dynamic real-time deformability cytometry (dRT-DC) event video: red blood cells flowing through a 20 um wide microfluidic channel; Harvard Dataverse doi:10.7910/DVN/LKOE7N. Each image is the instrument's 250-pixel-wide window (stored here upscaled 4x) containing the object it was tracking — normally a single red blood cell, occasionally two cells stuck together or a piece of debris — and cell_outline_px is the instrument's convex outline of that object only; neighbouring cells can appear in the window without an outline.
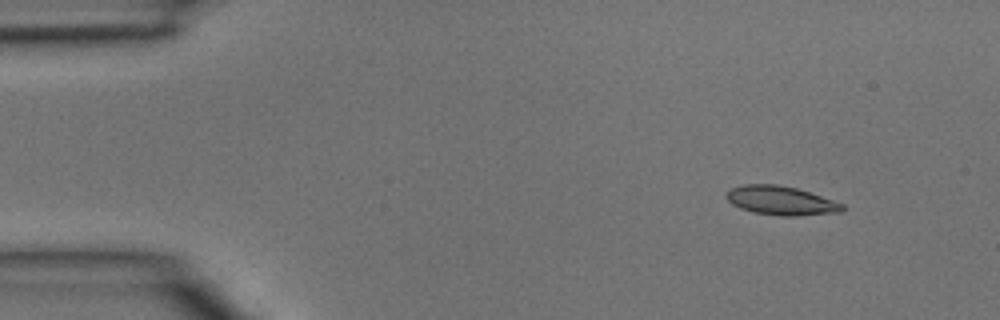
{"species": "common noctule bat (a hibernating species)", "species_latin": "Nyctalus noctula", "temperature_condition": "room temperature", "stored_images_in_passage": 3, "camera_frame_rate_fps": 3000, "um_per_image_px": 0.085, "animal": {"sex": "male", "body_mass_g": 15.6}, "frame": {"image": 1, "passage_image": 1, "time_ms": 0.0, "image_size_px": [1000, 320], "cell_outline_px": [[844, 208], [840, 212], [796, 216], [780, 216], [752, 212], [740, 208], [732, 204], [724, 196], [732, 188], [744, 184], [776, 184], [796, 188], [844, 204]], "centroid_in_image_um": [66.35, 17.05], "position_along_channel_um": 18.6, "area_um2": 19.42}}
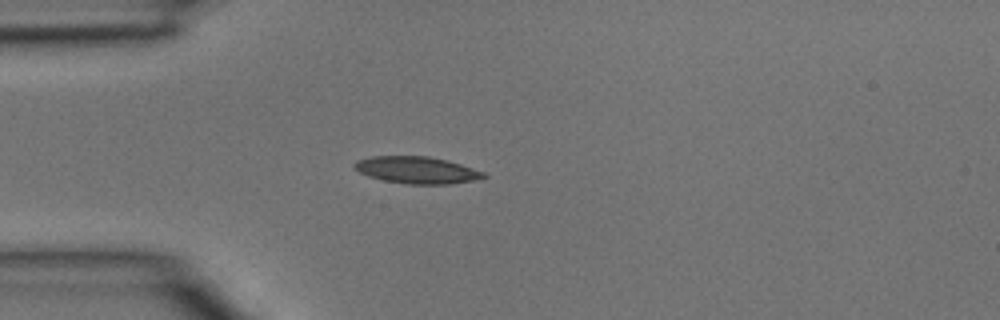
{"frame": {"image": 2, "passage_image": 3, "time_ms": 0.667, "image_size_px": [1000, 320], "cell_outline_px": [[488, 176], [472, 180], [448, 184], [408, 184], [384, 180], [368, 176], [352, 168], [352, 164], [356, 160], [372, 156], [428, 156], [448, 160], [484, 172]], "centroid_in_image_um": [35.38, 14.44], "position_along_channel_um": 49.6, "area_um2": 20.23}}